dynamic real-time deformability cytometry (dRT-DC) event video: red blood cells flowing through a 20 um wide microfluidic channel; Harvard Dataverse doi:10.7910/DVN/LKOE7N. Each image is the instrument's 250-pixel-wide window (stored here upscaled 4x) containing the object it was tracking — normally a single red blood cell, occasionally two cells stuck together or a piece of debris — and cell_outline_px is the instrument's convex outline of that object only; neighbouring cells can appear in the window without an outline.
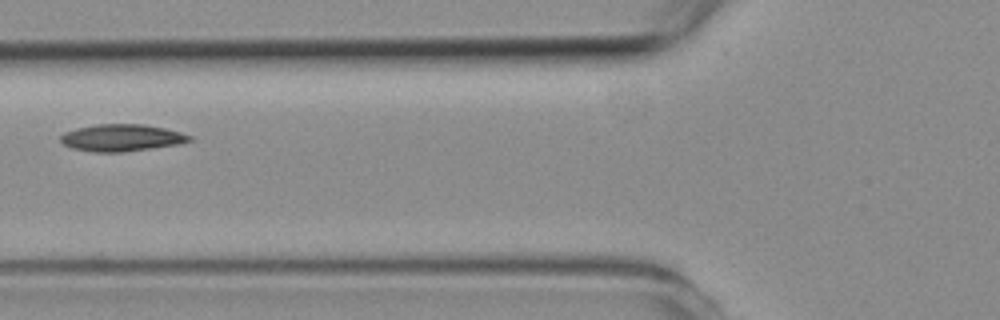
{"species": "common noctule bat (a hibernating species)", "species_latin": "Nyctalus noctula", "temperature_condition": "room temperature", "stored_images_in_passage": 3, "camera_frame_rate_fps": 3000, "um_per_image_px": 0.085, "animal": {"sex": "female", "body_mass_g": 19.3, "forearm_length_mm": 54.1}, "frame": {"image": 1, "passage_image": 2, "time_ms": 1.333, "image_size_px": [1000, 320], "cell_outline_px": [[192, 140], [176, 144], [124, 152], [92, 152], [72, 148], [64, 144], [60, 140], [60, 136], [64, 132], [76, 128], [96, 124], [144, 124], [164, 128], [180, 132], [192, 136]], "centroid_in_image_um": [10.3, 11.7], "position_along_channel_um": 115.5, "area_um2": 20.17}}
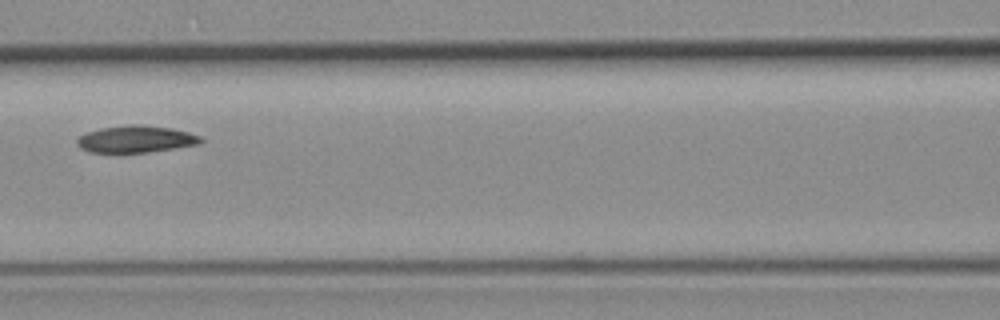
{"frame": {"image": 2, "passage_image": 3, "time_ms": 2.333, "image_size_px": [1000, 320], "cell_outline_px": [[204, 140], [200, 144], [148, 152], [88, 152], [80, 148], [76, 144], [76, 140], [80, 136], [88, 132], [100, 128], [128, 124], [144, 124], [172, 128], [188, 132], [200, 136]], "centroid_in_image_um": [11.55, 11.81], "position_along_channel_um": 155.0, "area_um2": 19.54}}